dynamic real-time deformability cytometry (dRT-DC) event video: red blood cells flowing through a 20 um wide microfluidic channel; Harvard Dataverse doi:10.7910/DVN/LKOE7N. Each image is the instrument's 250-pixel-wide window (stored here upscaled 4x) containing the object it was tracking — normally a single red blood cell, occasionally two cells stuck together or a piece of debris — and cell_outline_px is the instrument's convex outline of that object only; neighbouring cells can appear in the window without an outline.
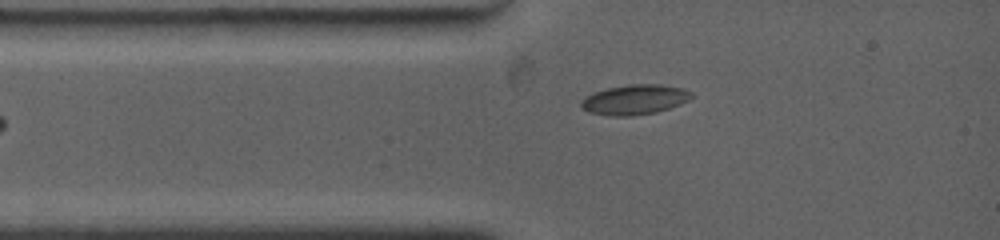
{"species": "common noctule bat (a hibernating species)", "species_latin": "Nyctalus noctula", "temperature_condition": "warm", "stored_images_in_passage": 5, "camera_frame_rate_fps": 4500, "um_per_image_px": 0.085, "animal": {"sex": "female", "body_mass_g": 19.0, "forearm_length_mm": 53.3}, "frame": {"image": 1, "passage_image": 5, "time_ms": 2.889, "image_size_px": [1000, 240], "cell_outline_px": [[692, 96], [688, 100], [680, 104], [656, 112], [632, 116], [612, 116], [588, 112], [580, 108], [580, 100], [592, 92], [608, 88], [628, 84], [660, 84], [684, 88], [692, 92]], "centroid_in_image_um": [53.91, 8.46], "position_along_channel_um": 31.1, "area_um2": 19.42}}